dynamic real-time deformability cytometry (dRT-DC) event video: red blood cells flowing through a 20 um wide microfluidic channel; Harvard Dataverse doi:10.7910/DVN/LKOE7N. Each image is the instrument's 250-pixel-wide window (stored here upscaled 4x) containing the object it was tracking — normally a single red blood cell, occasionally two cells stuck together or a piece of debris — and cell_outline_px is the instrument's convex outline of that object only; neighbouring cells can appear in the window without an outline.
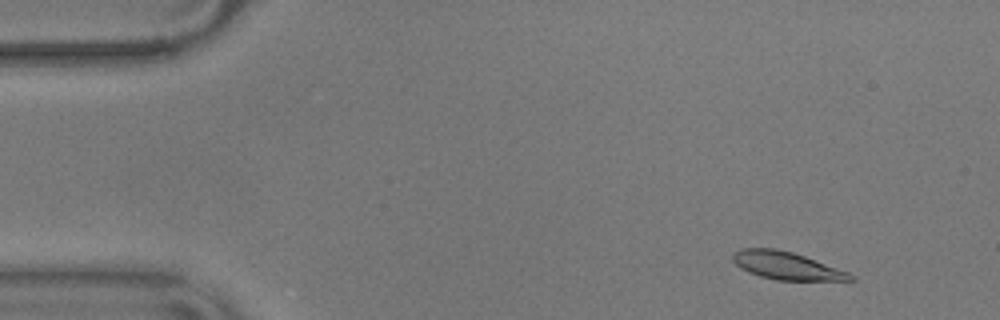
{"species": "common noctule bat (a hibernating species)", "species_latin": "Nyctalus noctula", "temperature_condition": "warm", "stored_images_in_passage": 17, "camera_frame_rate_fps": 3000, "um_per_image_px": 0.085, "animal": {"sex": "male", "body_mass_g": 17.9}, "frame": {"image": 1, "passage_image": 5, "time_ms": 1.333, "image_size_px": [1000, 320], "cell_outline_px": [[856, 280], [776, 280], [760, 276], [748, 272], [740, 268], [732, 260], [732, 252], [740, 248], [776, 248], [792, 252], [804, 256], [848, 272], [856, 276]], "centroid_in_image_um": [66.81, 22.57], "position_along_channel_um": 18.2, "area_um2": 18.96}}
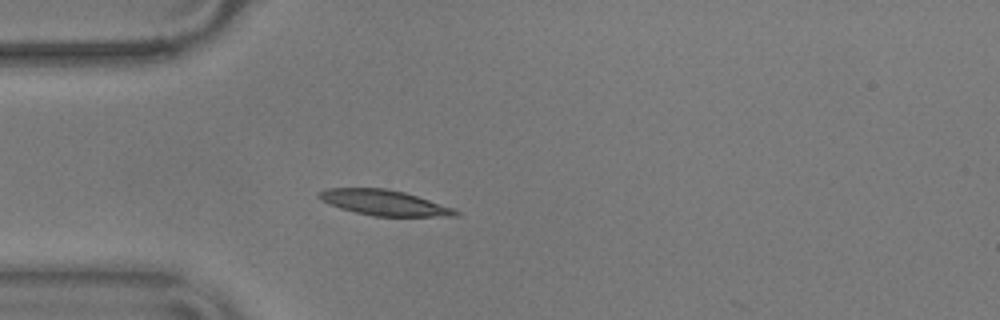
{"frame": {"image": 2, "passage_image": 15, "time_ms": 4.667, "image_size_px": [1000, 320], "cell_outline_px": [[460, 216], [372, 216], [340, 208], [320, 200], [316, 196], [324, 188], [388, 188], [404, 192], [452, 208], [460, 212]], "centroid_in_image_um": [32.61, 17.22], "position_along_channel_um": 52.4, "area_um2": 20.06}}